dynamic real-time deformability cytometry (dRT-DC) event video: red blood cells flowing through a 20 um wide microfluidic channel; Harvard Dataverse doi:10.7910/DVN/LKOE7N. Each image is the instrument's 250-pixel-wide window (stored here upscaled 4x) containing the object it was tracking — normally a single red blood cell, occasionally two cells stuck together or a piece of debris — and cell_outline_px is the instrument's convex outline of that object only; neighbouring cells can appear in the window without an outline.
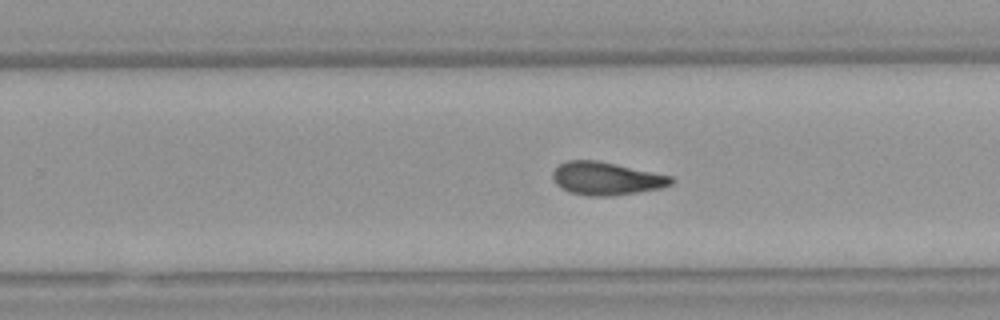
{"species": "Egyptian fruit bat (a non-hibernating species)", "species_latin": "Rousettus aegyptiacus", "temperature_condition": "warm", "stored_images_in_passage": 32, "camera_frame_rate_fps": 3000, "um_per_image_px": 0.085, "animal": {"sex": "female"}, "frame": {"image": 1, "passage_image": 23, "time_ms": 7.333, "image_size_px": [1000, 320], "cell_outline_px": [[676, 180], [672, 184], [660, 188], [612, 196], [588, 196], [568, 192], [560, 188], [552, 180], [552, 172], [560, 164], [568, 160], [596, 160], [616, 164], [672, 176]], "centroid_in_image_um": [51.51, 15.18], "position_along_channel_um": 278.3, "area_um2": 22.83}}